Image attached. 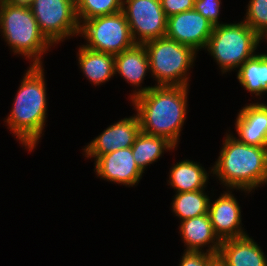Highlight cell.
Returning <instances> with one entry per match:
<instances>
[{
  "label": "cell",
  "instance_id": "1",
  "mask_svg": "<svg viewBox=\"0 0 267 266\" xmlns=\"http://www.w3.org/2000/svg\"><path fill=\"white\" fill-rule=\"evenodd\" d=\"M188 88L185 86H146L130 95L141 131L167 138L176 147L186 120Z\"/></svg>",
  "mask_w": 267,
  "mask_h": 266
},
{
  "label": "cell",
  "instance_id": "2",
  "mask_svg": "<svg viewBox=\"0 0 267 266\" xmlns=\"http://www.w3.org/2000/svg\"><path fill=\"white\" fill-rule=\"evenodd\" d=\"M43 66H31L24 74L14 98L11 113L5 119L21 144L32 151L46 123L47 97Z\"/></svg>",
  "mask_w": 267,
  "mask_h": 266
},
{
  "label": "cell",
  "instance_id": "3",
  "mask_svg": "<svg viewBox=\"0 0 267 266\" xmlns=\"http://www.w3.org/2000/svg\"><path fill=\"white\" fill-rule=\"evenodd\" d=\"M211 173L228 189L250 193L267 184V147L248 145L227 134Z\"/></svg>",
  "mask_w": 267,
  "mask_h": 266
},
{
  "label": "cell",
  "instance_id": "4",
  "mask_svg": "<svg viewBox=\"0 0 267 266\" xmlns=\"http://www.w3.org/2000/svg\"><path fill=\"white\" fill-rule=\"evenodd\" d=\"M0 31L14 54L31 59V66H43L42 55L53 45L40 32L27 2L2 3Z\"/></svg>",
  "mask_w": 267,
  "mask_h": 266
},
{
  "label": "cell",
  "instance_id": "5",
  "mask_svg": "<svg viewBox=\"0 0 267 266\" xmlns=\"http://www.w3.org/2000/svg\"><path fill=\"white\" fill-rule=\"evenodd\" d=\"M263 39L244 21L221 23L213 32L205 47L216 60L222 74L238 69L246 60L256 55Z\"/></svg>",
  "mask_w": 267,
  "mask_h": 266
},
{
  "label": "cell",
  "instance_id": "6",
  "mask_svg": "<svg viewBox=\"0 0 267 266\" xmlns=\"http://www.w3.org/2000/svg\"><path fill=\"white\" fill-rule=\"evenodd\" d=\"M143 45L156 86H189L187 76L196 59V51L166 36Z\"/></svg>",
  "mask_w": 267,
  "mask_h": 266
},
{
  "label": "cell",
  "instance_id": "7",
  "mask_svg": "<svg viewBox=\"0 0 267 266\" xmlns=\"http://www.w3.org/2000/svg\"><path fill=\"white\" fill-rule=\"evenodd\" d=\"M79 35L84 36L85 47L114 56L136 44L123 11L84 20Z\"/></svg>",
  "mask_w": 267,
  "mask_h": 266
},
{
  "label": "cell",
  "instance_id": "8",
  "mask_svg": "<svg viewBox=\"0 0 267 266\" xmlns=\"http://www.w3.org/2000/svg\"><path fill=\"white\" fill-rule=\"evenodd\" d=\"M40 32L54 46L65 38L79 36L76 0H28Z\"/></svg>",
  "mask_w": 267,
  "mask_h": 266
},
{
  "label": "cell",
  "instance_id": "9",
  "mask_svg": "<svg viewBox=\"0 0 267 266\" xmlns=\"http://www.w3.org/2000/svg\"><path fill=\"white\" fill-rule=\"evenodd\" d=\"M122 11L136 44L166 36L168 17L160 0H123Z\"/></svg>",
  "mask_w": 267,
  "mask_h": 266
},
{
  "label": "cell",
  "instance_id": "10",
  "mask_svg": "<svg viewBox=\"0 0 267 266\" xmlns=\"http://www.w3.org/2000/svg\"><path fill=\"white\" fill-rule=\"evenodd\" d=\"M214 25L195 9L168 17L166 37L198 52L206 47Z\"/></svg>",
  "mask_w": 267,
  "mask_h": 266
},
{
  "label": "cell",
  "instance_id": "11",
  "mask_svg": "<svg viewBox=\"0 0 267 266\" xmlns=\"http://www.w3.org/2000/svg\"><path fill=\"white\" fill-rule=\"evenodd\" d=\"M138 115L119 120L107 127L99 136L94 138L84 148L86 158H94L96 161L101 155L129 148L135 142L140 133Z\"/></svg>",
  "mask_w": 267,
  "mask_h": 266
},
{
  "label": "cell",
  "instance_id": "12",
  "mask_svg": "<svg viewBox=\"0 0 267 266\" xmlns=\"http://www.w3.org/2000/svg\"><path fill=\"white\" fill-rule=\"evenodd\" d=\"M94 164L98 177L128 187L136 186L143 174L133 158L131 147L101 155Z\"/></svg>",
  "mask_w": 267,
  "mask_h": 266
},
{
  "label": "cell",
  "instance_id": "13",
  "mask_svg": "<svg viewBox=\"0 0 267 266\" xmlns=\"http://www.w3.org/2000/svg\"><path fill=\"white\" fill-rule=\"evenodd\" d=\"M232 191H224L213 203L209 202L208 214L212 228L220 241L248 235L241 226V209Z\"/></svg>",
  "mask_w": 267,
  "mask_h": 266
},
{
  "label": "cell",
  "instance_id": "14",
  "mask_svg": "<svg viewBox=\"0 0 267 266\" xmlns=\"http://www.w3.org/2000/svg\"><path fill=\"white\" fill-rule=\"evenodd\" d=\"M235 129L240 142L267 147V105L257 102L242 107L236 118Z\"/></svg>",
  "mask_w": 267,
  "mask_h": 266
},
{
  "label": "cell",
  "instance_id": "15",
  "mask_svg": "<svg viewBox=\"0 0 267 266\" xmlns=\"http://www.w3.org/2000/svg\"><path fill=\"white\" fill-rule=\"evenodd\" d=\"M218 258L226 266H267L263 250L248 235L221 241Z\"/></svg>",
  "mask_w": 267,
  "mask_h": 266
},
{
  "label": "cell",
  "instance_id": "16",
  "mask_svg": "<svg viewBox=\"0 0 267 266\" xmlns=\"http://www.w3.org/2000/svg\"><path fill=\"white\" fill-rule=\"evenodd\" d=\"M180 236L186 245L184 251H203L208 245L207 253L218 256L221 241L215 235L209 214L199 215L180 221Z\"/></svg>",
  "mask_w": 267,
  "mask_h": 266
},
{
  "label": "cell",
  "instance_id": "17",
  "mask_svg": "<svg viewBox=\"0 0 267 266\" xmlns=\"http://www.w3.org/2000/svg\"><path fill=\"white\" fill-rule=\"evenodd\" d=\"M115 74H119L130 85L140 87L146 73L150 71L149 58L143 44L133 47L115 55Z\"/></svg>",
  "mask_w": 267,
  "mask_h": 266
},
{
  "label": "cell",
  "instance_id": "18",
  "mask_svg": "<svg viewBox=\"0 0 267 266\" xmlns=\"http://www.w3.org/2000/svg\"><path fill=\"white\" fill-rule=\"evenodd\" d=\"M78 49L79 68L92 84L98 86L115 76L114 55L89 49L84 44Z\"/></svg>",
  "mask_w": 267,
  "mask_h": 266
},
{
  "label": "cell",
  "instance_id": "19",
  "mask_svg": "<svg viewBox=\"0 0 267 266\" xmlns=\"http://www.w3.org/2000/svg\"><path fill=\"white\" fill-rule=\"evenodd\" d=\"M208 176L201 164L186 159L172 166L168 185L173 187L176 193L203 190Z\"/></svg>",
  "mask_w": 267,
  "mask_h": 266
},
{
  "label": "cell",
  "instance_id": "20",
  "mask_svg": "<svg viewBox=\"0 0 267 266\" xmlns=\"http://www.w3.org/2000/svg\"><path fill=\"white\" fill-rule=\"evenodd\" d=\"M175 148L176 146L167 138L146 134L142 131L131 146L133 158L143 173L148 165L156 162L162 156L164 151Z\"/></svg>",
  "mask_w": 267,
  "mask_h": 266
},
{
  "label": "cell",
  "instance_id": "21",
  "mask_svg": "<svg viewBox=\"0 0 267 266\" xmlns=\"http://www.w3.org/2000/svg\"><path fill=\"white\" fill-rule=\"evenodd\" d=\"M239 83L251 94L267 93V54L260 53L246 60L237 72Z\"/></svg>",
  "mask_w": 267,
  "mask_h": 266
},
{
  "label": "cell",
  "instance_id": "22",
  "mask_svg": "<svg viewBox=\"0 0 267 266\" xmlns=\"http://www.w3.org/2000/svg\"><path fill=\"white\" fill-rule=\"evenodd\" d=\"M203 190L176 193L172 201V212L184 221L208 213L209 202L207 193Z\"/></svg>",
  "mask_w": 267,
  "mask_h": 266
},
{
  "label": "cell",
  "instance_id": "23",
  "mask_svg": "<svg viewBox=\"0 0 267 266\" xmlns=\"http://www.w3.org/2000/svg\"><path fill=\"white\" fill-rule=\"evenodd\" d=\"M123 0H76V13L81 24L84 20L122 11Z\"/></svg>",
  "mask_w": 267,
  "mask_h": 266
},
{
  "label": "cell",
  "instance_id": "24",
  "mask_svg": "<svg viewBox=\"0 0 267 266\" xmlns=\"http://www.w3.org/2000/svg\"><path fill=\"white\" fill-rule=\"evenodd\" d=\"M243 21L267 40V0H250Z\"/></svg>",
  "mask_w": 267,
  "mask_h": 266
},
{
  "label": "cell",
  "instance_id": "25",
  "mask_svg": "<svg viewBox=\"0 0 267 266\" xmlns=\"http://www.w3.org/2000/svg\"><path fill=\"white\" fill-rule=\"evenodd\" d=\"M220 4L221 0H195L194 9L216 26L220 25L218 21Z\"/></svg>",
  "mask_w": 267,
  "mask_h": 266
},
{
  "label": "cell",
  "instance_id": "26",
  "mask_svg": "<svg viewBox=\"0 0 267 266\" xmlns=\"http://www.w3.org/2000/svg\"><path fill=\"white\" fill-rule=\"evenodd\" d=\"M179 266H210L218 257L216 254L204 251H185L181 256Z\"/></svg>",
  "mask_w": 267,
  "mask_h": 266
},
{
  "label": "cell",
  "instance_id": "27",
  "mask_svg": "<svg viewBox=\"0 0 267 266\" xmlns=\"http://www.w3.org/2000/svg\"><path fill=\"white\" fill-rule=\"evenodd\" d=\"M195 0H160L167 17L194 9Z\"/></svg>",
  "mask_w": 267,
  "mask_h": 266
},
{
  "label": "cell",
  "instance_id": "28",
  "mask_svg": "<svg viewBox=\"0 0 267 266\" xmlns=\"http://www.w3.org/2000/svg\"><path fill=\"white\" fill-rule=\"evenodd\" d=\"M210 266H226L221 260L220 258H216L211 264Z\"/></svg>",
  "mask_w": 267,
  "mask_h": 266
},
{
  "label": "cell",
  "instance_id": "29",
  "mask_svg": "<svg viewBox=\"0 0 267 266\" xmlns=\"http://www.w3.org/2000/svg\"><path fill=\"white\" fill-rule=\"evenodd\" d=\"M3 2H27L28 0H2Z\"/></svg>",
  "mask_w": 267,
  "mask_h": 266
},
{
  "label": "cell",
  "instance_id": "30",
  "mask_svg": "<svg viewBox=\"0 0 267 266\" xmlns=\"http://www.w3.org/2000/svg\"><path fill=\"white\" fill-rule=\"evenodd\" d=\"M2 3H3V1H2V0H0V10H1Z\"/></svg>",
  "mask_w": 267,
  "mask_h": 266
}]
</instances>
